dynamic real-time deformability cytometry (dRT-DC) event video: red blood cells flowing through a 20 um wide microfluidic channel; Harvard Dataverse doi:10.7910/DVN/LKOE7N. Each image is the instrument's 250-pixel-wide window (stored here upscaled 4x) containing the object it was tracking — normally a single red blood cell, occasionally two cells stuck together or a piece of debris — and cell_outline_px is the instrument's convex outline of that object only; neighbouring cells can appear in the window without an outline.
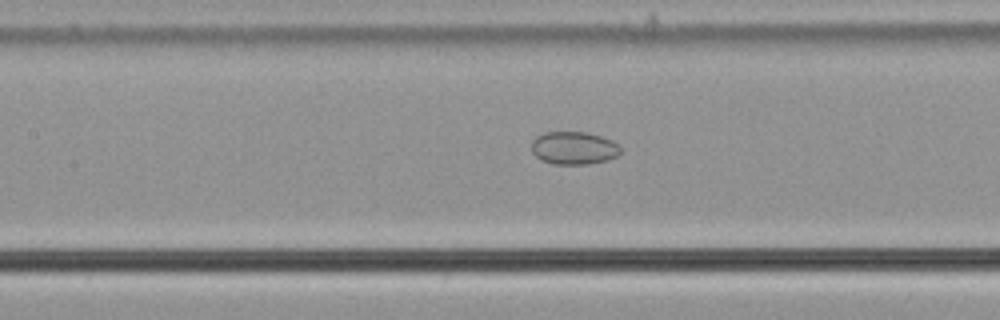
{"species": "common noctule bat (a hibernating species)", "species_latin": "Nyctalus noctula", "temperature_condition": "cold", "stored_images_in_passage": 33, "camera_frame_rate_fps": 3000, "um_per_image_px": 0.085, "animal": {"sex": "male", "body_mass_g": 21.5, "forearm_length_mm": 52.0}, "frame": {"image": 1, "passage_image": 9, "time_ms": 2.667, "image_size_px": [1000, 320], "cell_outline_px": [[620, 152], [616, 156], [604, 160], [588, 164], [552, 164], [536, 156], [532, 152], [532, 140], [536, 136], [544, 132], [584, 132], [600, 136], [612, 140], [620, 144]], "centroid_in_image_um": [48.76, 12.57], "position_along_channel_um": 158.6, "area_um2": 16.94}}
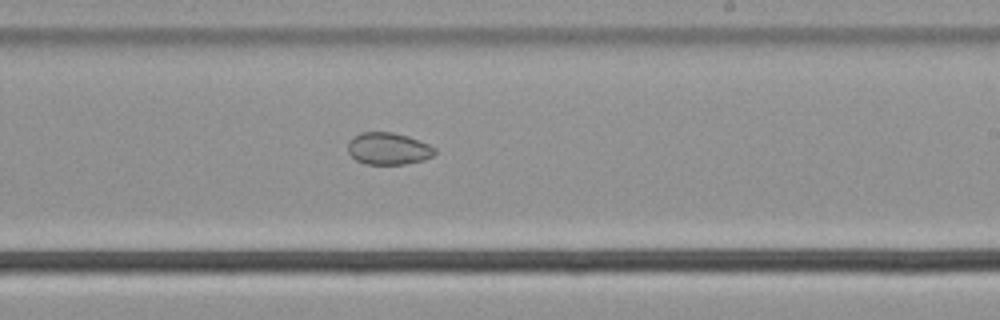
{"frame": {"image": 2, "passage_image": 17, "time_ms": 5.333, "image_size_px": [1000, 320], "cell_outline_px": [[436, 152], [432, 156], [424, 160], [404, 164], [364, 164], [356, 160], [348, 152], [348, 140], [352, 136], [360, 132], [392, 132], [408, 136], [428, 144], [436, 148]], "centroid_in_image_um": [32.98, 12.63], "position_along_channel_um": 256.0, "area_um2": 16.36}}
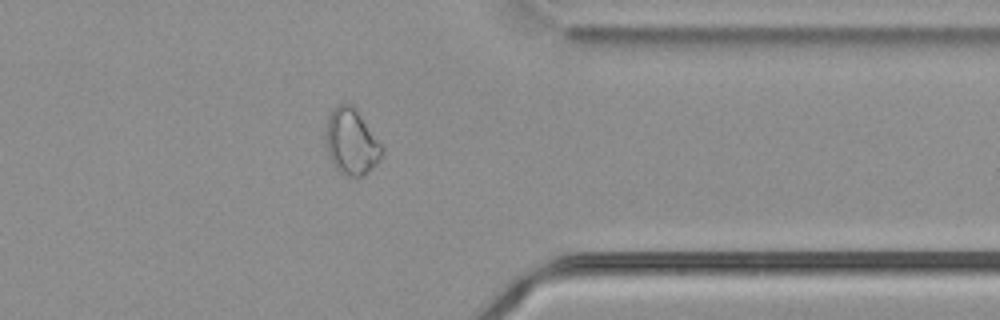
{"frame": {"image": 3, "passage_image": 28, "time_ms": 9.0, "image_size_px": [1000, 320], "cell_outline_px": [[384, 152], [376, 164], [364, 176], [348, 176], [340, 172], [332, 164], [328, 152], [324, 136], [324, 124], [332, 108], [336, 104], [352, 104], [356, 108], [384, 148]], "centroid_in_image_um": [29.84, 12.02], "position_along_channel_um": 381.6, "area_um2": 21.96}, "authors_computed_cell_mechanics": {"area_um2": 17.629, "velocity_mm_per_s": 3.6649, "shape_relaxation_time_tau1_ms": 1.0744, "shape_relaxation_time_tau2_ms": 3.6661, "deformation_change_tau1": null, "deformation_change_tau2": 0.0539}}